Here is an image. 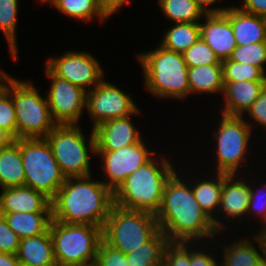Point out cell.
<instances>
[{"label": "cell", "mask_w": 266, "mask_h": 266, "mask_svg": "<svg viewBox=\"0 0 266 266\" xmlns=\"http://www.w3.org/2000/svg\"><path fill=\"white\" fill-rule=\"evenodd\" d=\"M177 175L175 171L167 180L161 207L155 215L160 230L170 242L214 238L218 231L196 201L191 186H188L192 183H184Z\"/></svg>", "instance_id": "1"}, {"label": "cell", "mask_w": 266, "mask_h": 266, "mask_svg": "<svg viewBox=\"0 0 266 266\" xmlns=\"http://www.w3.org/2000/svg\"><path fill=\"white\" fill-rule=\"evenodd\" d=\"M91 179V175L65 179L51 200L53 220L103 229L114 205V193L102 181Z\"/></svg>", "instance_id": "2"}, {"label": "cell", "mask_w": 266, "mask_h": 266, "mask_svg": "<svg viewBox=\"0 0 266 266\" xmlns=\"http://www.w3.org/2000/svg\"><path fill=\"white\" fill-rule=\"evenodd\" d=\"M151 157L113 192L114 204L128 210L157 214L167 180L175 172L173 163L161 157L157 162Z\"/></svg>", "instance_id": "3"}, {"label": "cell", "mask_w": 266, "mask_h": 266, "mask_svg": "<svg viewBox=\"0 0 266 266\" xmlns=\"http://www.w3.org/2000/svg\"><path fill=\"white\" fill-rule=\"evenodd\" d=\"M145 87L152 95L162 98L184 99L190 94L188 70L183 53L165 49L161 45L153 51L138 54Z\"/></svg>", "instance_id": "4"}, {"label": "cell", "mask_w": 266, "mask_h": 266, "mask_svg": "<svg viewBox=\"0 0 266 266\" xmlns=\"http://www.w3.org/2000/svg\"><path fill=\"white\" fill-rule=\"evenodd\" d=\"M160 231L155 214L112 206L102 229L103 241L129 254L151 240Z\"/></svg>", "instance_id": "5"}, {"label": "cell", "mask_w": 266, "mask_h": 266, "mask_svg": "<svg viewBox=\"0 0 266 266\" xmlns=\"http://www.w3.org/2000/svg\"><path fill=\"white\" fill-rule=\"evenodd\" d=\"M49 231L53 241L57 266H76L97 259L102 228L88 224H68L51 221Z\"/></svg>", "instance_id": "6"}, {"label": "cell", "mask_w": 266, "mask_h": 266, "mask_svg": "<svg viewBox=\"0 0 266 266\" xmlns=\"http://www.w3.org/2000/svg\"><path fill=\"white\" fill-rule=\"evenodd\" d=\"M10 95L17 121V139L46 138L57 126L54 122L47 98L29 81L10 76Z\"/></svg>", "instance_id": "7"}, {"label": "cell", "mask_w": 266, "mask_h": 266, "mask_svg": "<svg viewBox=\"0 0 266 266\" xmlns=\"http://www.w3.org/2000/svg\"><path fill=\"white\" fill-rule=\"evenodd\" d=\"M20 150L25 172L24 186L52 200L66 177L54 158L49 142L46 138L20 139Z\"/></svg>", "instance_id": "8"}, {"label": "cell", "mask_w": 266, "mask_h": 266, "mask_svg": "<svg viewBox=\"0 0 266 266\" xmlns=\"http://www.w3.org/2000/svg\"><path fill=\"white\" fill-rule=\"evenodd\" d=\"M78 126L57 125L46 137L53 150L54 158L66 178L91 175L89 151L94 155L96 151L93 128L89 140L86 142L84 134Z\"/></svg>", "instance_id": "9"}, {"label": "cell", "mask_w": 266, "mask_h": 266, "mask_svg": "<svg viewBox=\"0 0 266 266\" xmlns=\"http://www.w3.org/2000/svg\"><path fill=\"white\" fill-rule=\"evenodd\" d=\"M244 116H230L221 114L219 130L214 133L217 140L215 156L217 160L218 173L228 175L238 174L241 163L248 152L249 139L251 137L252 125L244 120Z\"/></svg>", "instance_id": "10"}, {"label": "cell", "mask_w": 266, "mask_h": 266, "mask_svg": "<svg viewBox=\"0 0 266 266\" xmlns=\"http://www.w3.org/2000/svg\"><path fill=\"white\" fill-rule=\"evenodd\" d=\"M87 91L86 108L93 120V128L104 121L139 114L132 97L104 79Z\"/></svg>", "instance_id": "11"}, {"label": "cell", "mask_w": 266, "mask_h": 266, "mask_svg": "<svg viewBox=\"0 0 266 266\" xmlns=\"http://www.w3.org/2000/svg\"><path fill=\"white\" fill-rule=\"evenodd\" d=\"M45 71L52 82L46 98L54 122L57 125H77L86 107L87 91L59 78L47 66Z\"/></svg>", "instance_id": "12"}, {"label": "cell", "mask_w": 266, "mask_h": 266, "mask_svg": "<svg viewBox=\"0 0 266 266\" xmlns=\"http://www.w3.org/2000/svg\"><path fill=\"white\" fill-rule=\"evenodd\" d=\"M56 76L83 88L85 91L103 80V70L91 54L84 51H68L58 58H49L46 65ZM88 88V90H86Z\"/></svg>", "instance_id": "13"}, {"label": "cell", "mask_w": 266, "mask_h": 266, "mask_svg": "<svg viewBox=\"0 0 266 266\" xmlns=\"http://www.w3.org/2000/svg\"><path fill=\"white\" fill-rule=\"evenodd\" d=\"M141 140L138 143L122 147L117 151H95L101 156L105 179L103 183L114 192L132 172L146 163L155 152L147 149Z\"/></svg>", "instance_id": "14"}, {"label": "cell", "mask_w": 266, "mask_h": 266, "mask_svg": "<svg viewBox=\"0 0 266 266\" xmlns=\"http://www.w3.org/2000/svg\"><path fill=\"white\" fill-rule=\"evenodd\" d=\"M130 116L110 119L93 128L96 151H117L142 140Z\"/></svg>", "instance_id": "15"}, {"label": "cell", "mask_w": 266, "mask_h": 266, "mask_svg": "<svg viewBox=\"0 0 266 266\" xmlns=\"http://www.w3.org/2000/svg\"><path fill=\"white\" fill-rule=\"evenodd\" d=\"M206 22H200V37L222 62L229 59L237 46L229 18L224 13L205 14Z\"/></svg>", "instance_id": "16"}, {"label": "cell", "mask_w": 266, "mask_h": 266, "mask_svg": "<svg viewBox=\"0 0 266 266\" xmlns=\"http://www.w3.org/2000/svg\"><path fill=\"white\" fill-rule=\"evenodd\" d=\"M52 212L51 200L27 186L3 188L0 194V213Z\"/></svg>", "instance_id": "17"}, {"label": "cell", "mask_w": 266, "mask_h": 266, "mask_svg": "<svg viewBox=\"0 0 266 266\" xmlns=\"http://www.w3.org/2000/svg\"><path fill=\"white\" fill-rule=\"evenodd\" d=\"M224 14L231 22L237 46L266 42V17L235 6L229 7Z\"/></svg>", "instance_id": "18"}, {"label": "cell", "mask_w": 266, "mask_h": 266, "mask_svg": "<svg viewBox=\"0 0 266 266\" xmlns=\"http://www.w3.org/2000/svg\"><path fill=\"white\" fill-rule=\"evenodd\" d=\"M266 81H236L224 83V110L221 114L243 116L256 101Z\"/></svg>", "instance_id": "19"}, {"label": "cell", "mask_w": 266, "mask_h": 266, "mask_svg": "<svg viewBox=\"0 0 266 266\" xmlns=\"http://www.w3.org/2000/svg\"><path fill=\"white\" fill-rule=\"evenodd\" d=\"M235 174L223 173V188L218 211H222L226 217L232 219L246 216L250 201V183L238 178ZM234 217V218H233Z\"/></svg>", "instance_id": "20"}, {"label": "cell", "mask_w": 266, "mask_h": 266, "mask_svg": "<svg viewBox=\"0 0 266 266\" xmlns=\"http://www.w3.org/2000/svg\"><path fill=\"white\" fill-rule=\"evenodd\" d=\"M16 255L20 264L28 266H57L49 230L44 234L20 239Z\"/></svg>", "instance_id": "21"}, {"label": "cell", "mask_w": 266, "mask_h": 266, "mask_svg": "<svg viewBox=\"0 0 266 266\" xmlns=\"http://www.w3.org/2000/svg\"><path fill=\"white\" fill-rule=\"evenodd\" d=\"M0 214L4 215L8 226L20 239L46 233L52 221V212H13Z\"/></svg>", "instance_id": "22"}, {"label": "cell", "mask_w": 266, "mask_h": 266, "mask_svg": "<svg viewBox=\"0 0 266 266\" xmlns=\"http://www.w3.org/2000/svg\"><path fill=\"white\" fill-rule=\"evenodd\" d=\"M25 172L21 158L20 139L0 150V187L24 186Z\"/></svg>", "instance_id": "23"}, {"label": "cell", "mask_w": 266, "mask_h": 266, "mask_svg": "<svg viewBox=\"0 0 266 266\" xmlns=\"http://www.w3.org/2000/svg\"><path fill=\"white\" fill-rule=\"evenodd\" d=\"M217 177L214 179H209L204 181H199L193 185L192 191L194 193L195 199L200 205L201 209L208 215L212 220L216 230L219 232L222 230V226L225 223H221L219 219L212 214L216 209H219L221 192L223 188V173L216 172Z\"/></svg>", "instance_id": "24"}, {"label": "cell", "mask_w": 266, "mask_h": 266, "mask_svg": "<svg viewBox=\"0 0 266 266\" xmlns=\"http://www.w3.org/2000/svg\"><path fill=\"white\" fill-rule=\"evenodd\" d=\"M188 80L190 94L217 93L223 94V66L222 64H210L189 68Z\"/></svg>", "instance_id": "25"}, {"label": "cell", "mask_w": 266, "mask_h": 266, "mask_svg": "<svg viewBox=\"0 0 266 266\" xmlns=\"http://www.w3.org/2000/svg\"><path fill=\"white\" fill-rule=\"evenodd\" d=\"M169 239L160 230L151 240L136 251L127 254V261L132 266H163L164 253Z\"/></svg>", "instance_id": "26"}, {"label": "cell", "mask_w": 266, "mask_h": 266, "mask_svg": "<svg viewBox=\"0 0 266 266\" xmlns=\"http://www.w3.org/2000/svg\"><path fill=\"white\" fill-rule=\"evenodd\" d=\"M200 38L199 22L176 23L169 28L160 45L170 51L183 53Z\"/></svg>", "instance_id": "27"}, {"label": "cell", "mask_w": 266, "mask_h": 266, "mask_svg": "<svg viewBox=\"0 0 266 266\" xmlns=\"http://www.w3.org/2000/svg\"><path fill=\"white\" fill-rule=\"evenodd\" d=\"M254 246L250 238H239L233 245L224 246L223 258L221 257L223 265L220 266H254L262 257Z\"/></svg>", "instance_id": "28"}, {"label": "cell", "mask_w": 266, "mask_h": 266, "mask_svg": "<svg viewBox=\"0 0 266 266\" xmlns=\"http://www.w3.org/2000/svg\"><path fill=\"white\" fill-rule=\"evenodd\" d=\"M167 19L176 23L199 22L205 15L194 0H158Z\"/></svg>", "instance_id": "29"}, {"label": "cell", "mask_w": 266, "mask_h": 266, "mask_svg": "<svg viewBox=\"0 0 266 266\" xmlns=\"http://www.w3.org/2000/svg\"><path fill=\"white\" fill-rule=\"evenodd\" d=\"M49 3L65 15L78 20L91 21L95 16L99 21L107 19L97 0H51Z\"/></svg>", "instance_id": "30"}, {"label": "cell", "mask_w": 266, "mask_h": 266, "mask_svg": "<svg viewBox=\"0 0 266 266\" xmlns=\"http://www.w3.org/2000/svg\"><path fill=\"white\" fill-rule=\"evenodd\" d=\"M18 0H0V30L8 42L11 56L17 59L16 27L19 8Z\"/></svg>", "instance_id": "31"}, {"label": "cell", "mask_w": 266, "mask_h": 266, "mask_svg": "<svg viewBox=\"0 0 266 266\" xmlns=\"http://www.w3.org/2000/svg\"><path fill=\"white\" fill-rule=\"evenodd\" d=\"M223 83L236 81H266L265 72L252 64H243L230 59L222 61Z\"/></svg>", "instance_id": "32"}, {"label": "cell", "mask_w": 266, "mask_h": 266, "mask_svg": "<svg viewBox=\"0 0 266 266\" xmlns=\"http://www.w3.org/2000/svg\"><path fill=\"white\" fill-rule=\"evenodd\" d=\"M0 128L8 131L17 140V121L10 95V76L0 84Z\"/></svg>", "instance_id": "33"}, {"label": "cell", "mask_w": 266, "mask_h": 266, "mask_svg": "<svg viewBox=\"0 0 266 266\" xmlns=\"http://www.w3.org/2000/svg\"><path fill=\"white\" fill-rule=\"evenodd\" d=\"M229 59L243 64L255 65L265 72L266 42L236 46Z\"/></svg>", "instance_id": "34"}, {"label": "cell", "mask_w": 266, "mask_h": 266, "mask_svg": "<svg viewBox=\"0 0 266 266\" xmlns=\"http://www.w3.org/2000/svg\"><path fill=\"white\" fill-rule=\"evenodd\" d=\"M183 56L188 68L222 64L214 54V51L201 37L188 50L183 52Z\"/></svg>", "instance_id": "35"}, {"label": "cell", "mask_w": 266, "mask_h": 266, "mask_svg": "<svg viewBox=\"0 0 266 266\" xmlns=\"http://www.w3.org/2000/svg\"><path fill=\"white\" fill-rule=\"evenodd\" d=\"M189 244L190 242H169L165 249L163 266H190Z\"/></svg>", "instance_id": "36"}, {"label": "cell", "mask_w": 266, "mask_h": 266, "mask_svg": "<svg viewBox=\"0 0 266 266\" xmlns=\"http://www.w3.org/2000/svg\"><path fill=\"white\" fill-rule=\"evenodd\" d=\"M96 261L100 266H126L127 256L102 240L98 248Z\"/></svg>", "instance_id": "37"}, {"label": "cell", "mask_w": 266, "mask_h": 266, "mask_svg": "<svg viewBox=\"0 0 266 266\" xmlns=\"http://www.w3.org/2000/svg\"><path fill=\"white\" fill-rule=\"evenodd\" d=\"M20 237L8 226L4 215L0 214V252L16 255Z\"/></svg>", "instance_id": "38"}, {"label": "cell", "mask_w": 266, "mask_h": 266, "mask_svg": "<svg viewBox=\"0 0 266 266\" xmlns=\"http://www.w3.org/2000/svg\"><path fill=\"white\" fill-rule=\"evenodd\" d=\"M264 187L266 188V184L261 185L262 189ZM253 189H254L253 187H250V201H249V206H248V210H247V215L249 217L250 214H251V216H252V214L253 215L256 214V217H257V215H258V217H261L258 219H262L261 221L266 223V193H262L264 189L260 193H259L260 188H258V190H257V188H255L256 190L255 189L253 190ZM265 190H264V192H265ZM260 191H261V189H260ZM261 193H262V196L260 195ZM263 194H265V195L263 196Z\"/></svg>", "instance_id": "39"}, {"label": "cell", "mask_w": 266, "mask_h": 266, "mask_svg": "<svg viewBox=\"0 0 266 266\" xmlns=\"http://www.w3.org/2000/svg\"><path fill=\"white\" fill-rule=\"evenodd\" d=\"M247 113L255 123L266 128V85L260 91L256 101L247 109Z\"/></svg>", "instance_id": "40"}, {"label": "cell", "mask_w": 266, "mask_h": 266, "mask_svg": "<svg viewBox=\"0 0 266 266\" xmlns=\"http://www.w3.org/2000/svg\"><path fill=\"white\" fill-rule=\"evenodd\" d=\"M203 251V252H202ZM206 251L190 250V266H219L214 259V255L204 253ZM213 256V257H212Z\"/></svg>", "instance_id": "41"}, {"label": "cell", "mask_w": 266, "mask_h": 266, "mask_svg": "<svg viewBox=\"0 0 266 266\" xmlns=\"http://www.w3.org/2000/svg\"><path fill=\"white\" fill-rule=\"evenodd\" d=\"M243 4L241 10L266 17V0H243Z\"/></svg>", "instance_id": "42"}, {"label": "cell", "mask_w": 266, "mask_h": 266, "mask_svg": "<svg viewBox=\"0 0 266 266\" xmlns=\"http://www.w3.org/2000/svg\"><path fill=\"white\" fill-rule=\"evenodd\" d=\"M130 0H97L98 5L107 18L118 12Z\"/></svg>", "instance_id": "43"}, {"label": "cell", "mask_w": 266, "mask_h": 266, "mask_svg": "<svg viewBox=\"0 0 266 266\" xmlns=\"http://www.w3.org/2000/svg\"><path fill=\"white\" fill-rule=\"evenodd\" d=\"M196 4L203 10L205 14L209 13H224L229 7L210 8L217 0H194Z\"/></svg>", "instance_id": "44"}, {"label": "cell", "mask_w": 266, "mask_h": 266, "mask_svg": "<svg viewBox=\"0 0 266 266\" xmlns=\"http://www.w3.org/2000/svg\"><path fill=\"white\" fill-rule=\"evenodd\" d=\"M262 226L264 224L263 229L258 230L259 233L256 235L254 234L252 238L256 241L257 247L262 253V257L266 258V223H261Z\"/></svg>", "instance_id": "45"}, {"label": "cell", "mask_w": 266, "mask_h": 266, "mask_svg": "<svg viewBox=\"0 0 266 266\" xmlns=\"http://www.w3.org/2000/svg\"><path fill=\"white\" fill-rule=\"evenodd\" d=\"M17 255L0 252V266H19Z\"/></svg>", "instance_id": "46"}, {"label": "cell", "mask_w": 266, "mask_h": 266, "mask_svg": "<svg viewBox=\"0 0 266 266\" xmlns=\"http://www.w3.org/2000/svg\"><path fill=\"white\" fill-rule=\"evenodd\" d=\"M15 138L5 129L0 128V150L9 147Z\"/></svg>", "instance_id": "47"}, {"label": "cell", "mask_w": 266, "mask_h": 266, "mask_svg": "<svg viewBox=\"0 0 266 266\" xmlns=\"http://www.w3.org/2000/svg\"><path fill=\"white\" fill-rule=\"evenodd\" d=\"M254 266H266V258L261 257Z\"/></svg>", "instance_id": "48"}, {"label": "cell", "mask_w": 266, "mask_h": 266, "mask_svg": "<svg viewBox=\"0 0 266 266\" xmlns=\"http://www.w3.org/2000/svg\"><path fill=\"white\" fill-rule=\"evenodd\" d=\"M76 266H100L99 263L95 260L93 262H89V263H84V264H80V265H76Z\"/></svg>", "instance_id": "49"}, {"label": "cell", "mask_w": 266, "mask_h": 266, "mask_svg": "<svg viewBox=\"0 0 266 266\" xmlns=\"http://www.w3.org/2000/svg\"><path fill=\"white\" fill-rule=\"evenodd\" d=\"M7 76H8V74H7V75H0V84L2 83V81H3Z\"/></svg>", "instance_id": "50"}, {"label": "cell", "mask_w": 266, "mask_h": 266, "mask_svg": "<svg viewBox=\"0 0 266 266\" xmlns=\"http://www.w3.org/2000/svg\"><path fill=\"white\" fill-rule=\"evenodd\" d=\"M39 1H41V3L43 2V3H49L51 0H39Z\"/></svg>", "instance_id": "51"}, {"label": "cell", "mask_w": 266, "mask_h": 266, "mask_svg": "<svg viewBox=\"0 0 266 266\" xmlns=\"http://www.w3.org/2000/svg\"><path fill=\"white\" fill-rule=\"evenodd\" d=\"M0 75H6V74L4 73V71H2V70L0 69Z\"/></svg>", "instance_id": "52"}]
</instances>
